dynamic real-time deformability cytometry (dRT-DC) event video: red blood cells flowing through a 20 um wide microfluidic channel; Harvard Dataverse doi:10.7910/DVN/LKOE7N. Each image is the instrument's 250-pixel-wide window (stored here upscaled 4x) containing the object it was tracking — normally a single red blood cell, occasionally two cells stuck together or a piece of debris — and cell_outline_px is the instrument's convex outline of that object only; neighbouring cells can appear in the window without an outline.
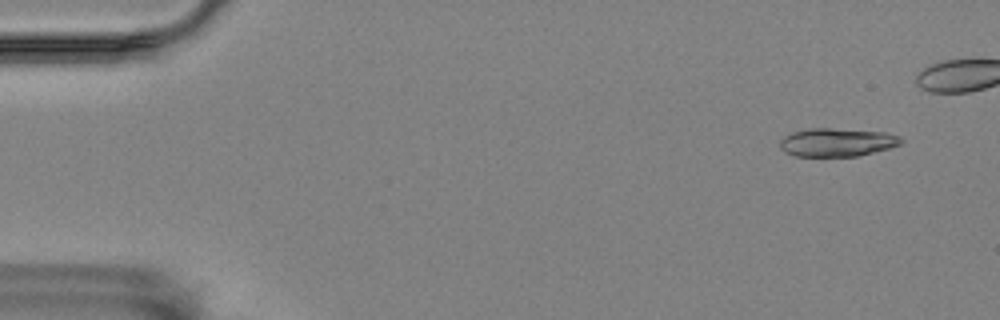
{"species": "Egyptian fruit bat (a non-hibernating species)", "species_latin": "Rousettus aegyptiacus", "temperature_condition": "room temperature", "stored_images_in_passage": 45, "camera_frame_rate_fps": 3000, "um_per_image_px": 0.085, "animal": {"sex": "female"}, "frame": {"image": 1, "passage_image": 2, "time_ms": 0.333, "image_size_px": [1000, 320], "cell_outline_px": [[904, 140], [900, 144], [888, 148], [860, 156], [796, 156], [784, 152], [780, 148], [780, 140], [784, 136], [792, 132], [808, 128], [832, 128], [884, 132], [900, 136]], "centroid_in_image_um": [71.13, 12.09], "position_along_channel_um": 13.9, "area_um2": 20.06}}
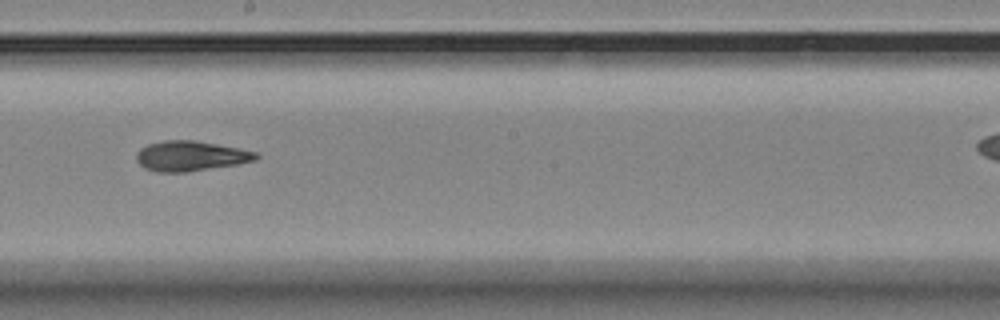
{"frame": {"image": 2, "passage_image": 30, "time_ms": 9.667, "image_size_px": [1000, 320], "cell_outline_px": [[260, 156], [256, 160], [236, 164], [188, 172], [156, 172], [144, 168], [136, 160], [136, 152], [140, 148], [148, 144], [164, 140], [196, 140], [256, 152]], "centroid_in_image_um": [16.16, 13.26], "position_along_channel_um": 232.0, "area_um2": 20.92}}
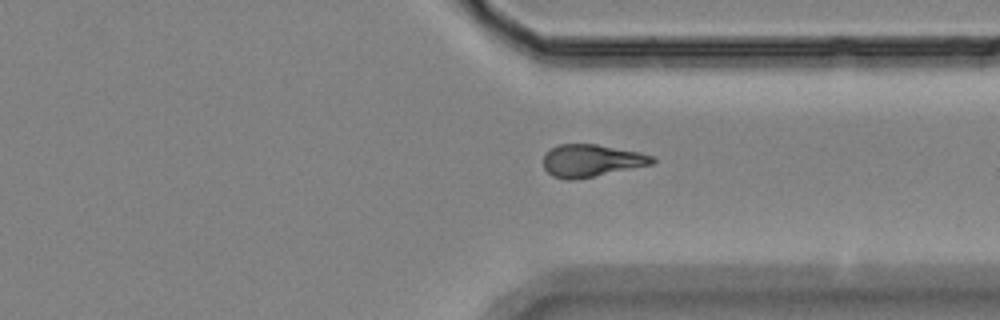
{"frame": {"image": 3, "passage_image": 41, "time_ms": 13.333, "image_size_px": [1000, 320], "cell_outline_px": [[656, 160], [652, 164], [572, 180], [568, 180], [552, 176], [544, 168], [544, 152], [560, 144], [596, 144], [640, 152], [652, 156]], "centroid_in_image_um": [50.24, 13.64], "position_along_channel_um": 361.2, "area_um2": 20.29}}